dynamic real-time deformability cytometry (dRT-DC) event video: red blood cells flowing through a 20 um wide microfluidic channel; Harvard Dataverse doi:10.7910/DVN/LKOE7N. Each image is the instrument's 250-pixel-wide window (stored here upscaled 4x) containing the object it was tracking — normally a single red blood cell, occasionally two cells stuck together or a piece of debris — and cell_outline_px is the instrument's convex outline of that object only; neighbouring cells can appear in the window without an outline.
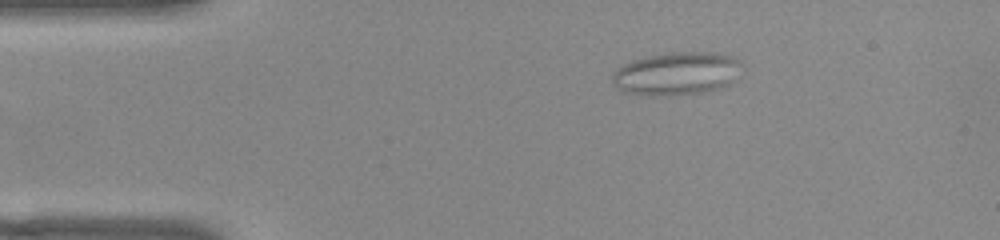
{"species": "common noctule bat (a hibernating species)", "species_latin": "Nyctalus noctula", "temperature_condition": "warm", "stored_images_in_passage": 45, "camera_frame_rate_fps": 3000, "um_per_image_px": 0.085, "animal": {"sex": "female", "body_mass_g": 22.0, "forearm_length_mm": 56.7}, "frame": {"image": 1, "passage_image": 1, "time_ms": 0.0, "image_size_px": [1000, 240], "cell_outline_px": [[744, 64], [728, 84], [704, 92], [668, 96], [652, 96], [628, 92], [616, 88], [612, 80], [612, 72], [616, 68], [632, 60], [648, 56], [672, 52], [712, 52], [732, 56], [740, 60]], "centroid_in_image_um": [57.48, 6.24], "position_along_channel_um": 27.5, "area_um2": 32.43}}
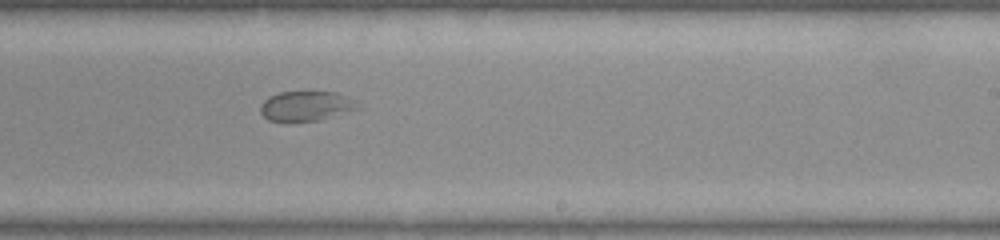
{"frame": {"image": 2, "passage_image": 24, "time_ms": 7.667, "image_size_px": [1000, 240], "cell_outline_px": [[360, 100], [356, 108], [320, 120], [292, 124], [284, 124], [268, 120], [260, 112], [260, 104], [268, 96], [280, 92], [336, 92]], "centroid_in_image_um": [25.96, 9.04], "position_along_channel_um": 263.0, "area_um2": 17.51}}
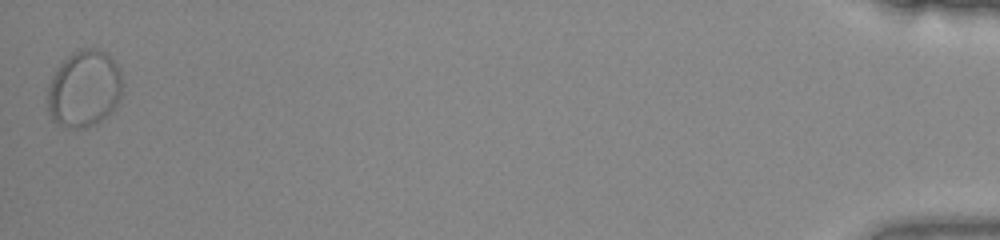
{"frame": {"image": 3, "passage_image": 45, "time_ms": 14.667, "image_size_px": [1000, 240], "cell_outline_px": [[124, 92], [112, 112], [108, 116], [96, 124], [88, 128], [64, 128], [52, 120], [48, 112], [48, 84], [56, 68], [76, 48], [96, 48], [104, 52], [116, 64], [120, 72], [124, 84]], "centroid_in_image_um": [7.17, 7.57], "position_along_channel_um": 428.0, "area_um2": 34.28}}